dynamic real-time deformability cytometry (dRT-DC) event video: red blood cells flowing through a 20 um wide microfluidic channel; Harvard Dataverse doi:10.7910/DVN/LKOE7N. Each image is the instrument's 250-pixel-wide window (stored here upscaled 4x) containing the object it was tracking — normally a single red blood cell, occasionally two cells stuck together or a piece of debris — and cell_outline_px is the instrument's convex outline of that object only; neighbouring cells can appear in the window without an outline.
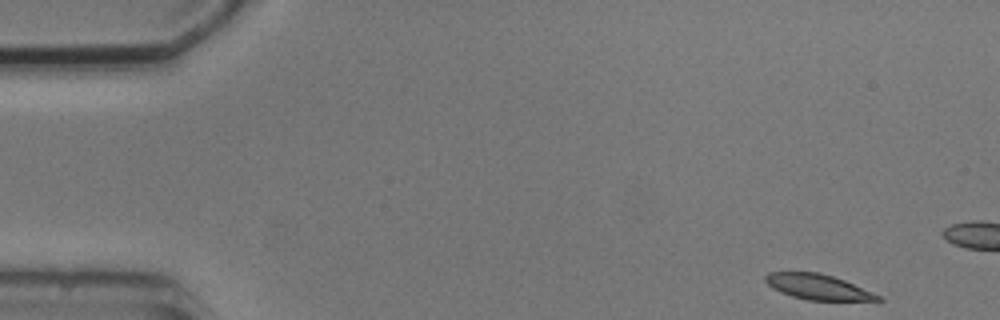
{"species": "common noctule bat (a hibernating species)", "species_latin": "Nyctalus noctula", "temperature_condition": "cold", "stored_images_in_passage": 4, "camera_frame_rate_fps": 3000, "um_per_image_px": 0.085, "animal": {"sex": "male", "body_mass_g": 20.5, "forearm_length_mm": 52.5}, "frame": {"image": 1, "passage_image": 1, "time_ms": 0.0, "image_size_px": [1000, 320], "cell_outline_px": [[884, 300], [808, 300], [792, 296], [780, 292], [772, 288], [764, 280], [764, 276], [768, 272], [820, 272], [844, 280], [884, 296]], "centroid_in_image_um": [69.53, 24.38], "position_along_channel_um": 15.5, "area_um2": 16.65}}